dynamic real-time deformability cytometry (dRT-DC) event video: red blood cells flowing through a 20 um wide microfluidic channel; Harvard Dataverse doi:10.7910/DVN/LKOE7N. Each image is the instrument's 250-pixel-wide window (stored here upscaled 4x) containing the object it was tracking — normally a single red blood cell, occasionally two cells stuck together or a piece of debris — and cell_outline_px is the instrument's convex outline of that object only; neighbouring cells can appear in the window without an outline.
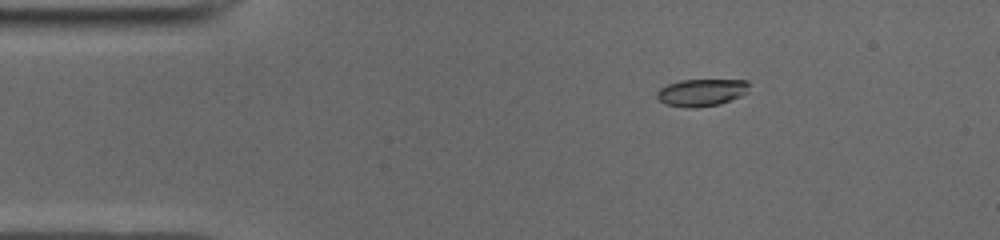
{"species": "common noctule bat (a hibernating species)", "species_latin": "Nyctalus noctula", "temperature_condition": "cold", "stored_images_in_passage": 10, "camera_frame_rate_fps": 3000, "um_per_image_px": 0.085, "animal": {"sex": "male", "body_mass_g": 19.0, "forearm_length_mm": 50.8}, "frame": {"image": 1, "passage_image": 4, "time_ms": 1.0, "image_size_px": [1000, 240], "cell_outline_px": [[748, 92], [740, 96], [720, 104], [696, 108], [688, 108], [664, 104], [656, 96], [656, 92], [660, 88], [668, 84], [680, 80], [748, 80]], "centroid_in_image_um": [59.61, 7.87], "position_along_channel_um": 25.4, "area_um2": 14.68}}